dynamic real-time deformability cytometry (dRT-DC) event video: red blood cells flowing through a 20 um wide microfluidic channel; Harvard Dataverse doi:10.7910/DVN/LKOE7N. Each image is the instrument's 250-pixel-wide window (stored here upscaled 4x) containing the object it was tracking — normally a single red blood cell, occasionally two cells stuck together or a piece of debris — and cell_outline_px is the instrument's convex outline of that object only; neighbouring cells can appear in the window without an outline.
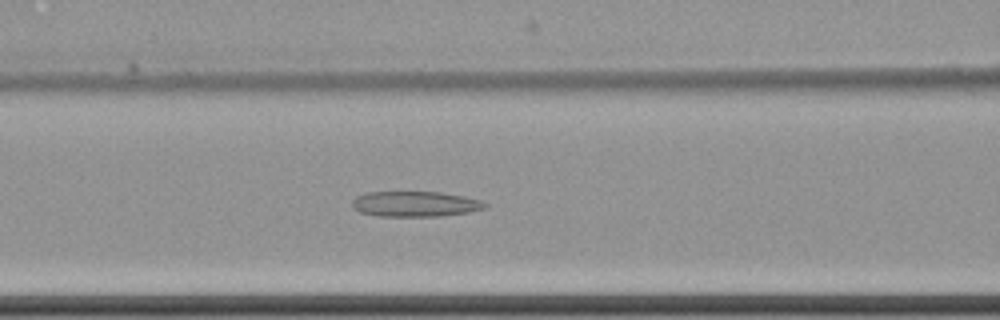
{"species": "common noctule bat (a hibernating species)", "species_latin": "Nyctalus noctula", "temperature_condition": "cold", "stored_images_in_passage": 41, "camera_frame_rate_fps": 3000, "um_per_image_px": 0.085, "animal": {"sex": "female", "body_mass_g": 22.7, "forearm_length_mm": 54.2}, "frame": {"image": 1, "passage_image": 7, "time_ms": 2.0, "image_size_px": [1000, 320], "cell_outline_px": [[488, 204], [484, 208], [468, 212], [440, 216], [376, 216], [360, 212], [352, 208], [352, 200], [356, 196], [364, 192], [440, 192], [464, 196], [480, 200]], "centroid_in_image_um": [35.24, 17.33], "position_along_channel_um": 131.4, "area_um2": 19.71}}
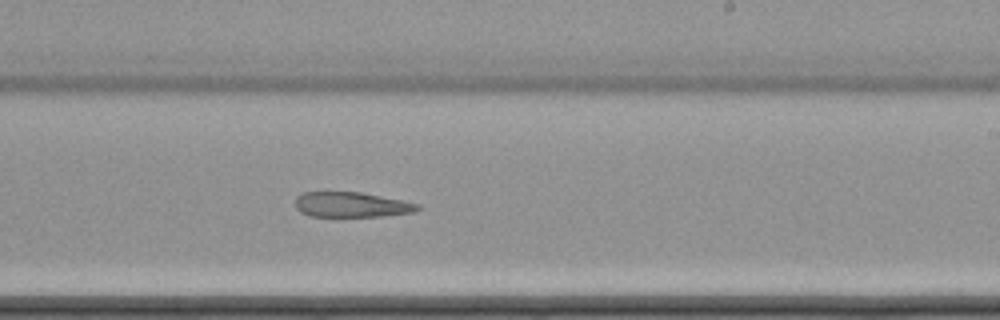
{"frame": {"image": 2, "passage_image": 18, "time_ms": 5.667, "image_size_px": [1000, 320], "cell_outline_px": [[420, 208], [416, 212], [384, 216], [308, 216], [300, 212], [296, 208], [296, 196], [304, 192], [360, 192], [420, 204]], "centroid_in_image_um": [29.87, 17.4], "position_along_channel_um": 259.1, "area_um2": 17.86}}
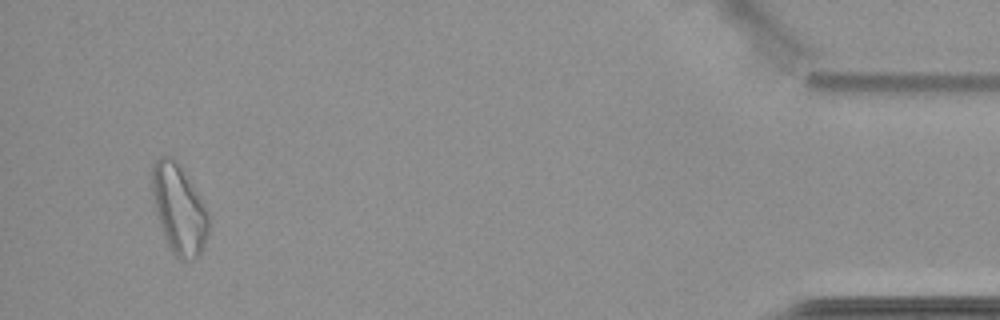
{"frame": {"image": 3, "passage_image": 38, "time_ms": 12.333, "image_size_px": [1000, 320], "cell_outline_px": [[208, 232], [200, 256], [192, 260], [180, 260], [168, 248], [160, 224], [152, 192], [152, 164], [160, 156], [172, 156], [180, 164], [208, 208]], "centroid_in_image_um": [15.23, 17.77], "position_along_channel_um": 420.0, "area_um2": 29.59}}